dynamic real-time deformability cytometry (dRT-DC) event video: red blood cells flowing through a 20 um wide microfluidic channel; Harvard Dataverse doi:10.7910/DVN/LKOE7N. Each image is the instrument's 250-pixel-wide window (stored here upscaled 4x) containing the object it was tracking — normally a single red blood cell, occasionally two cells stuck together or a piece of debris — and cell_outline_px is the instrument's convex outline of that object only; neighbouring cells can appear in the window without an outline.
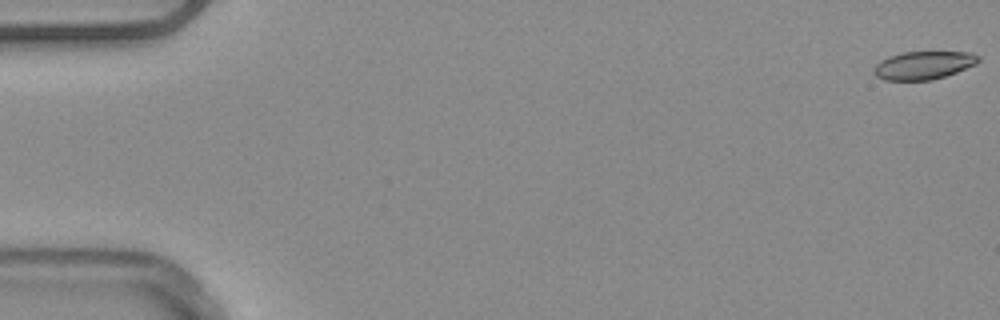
{"species": "common noctule bat (a hibernating species)", "species_latin": "Nyctalus noctula", "temperature_condition": "warm", "stored_images_in_passage": 53, "camera_frame_rate_fps": 3000, "um_per_image_px": 0.085, "animal": {"sex": "male", "body_mass_g": 20.4}, "frame": {"image": 1, "passage_image": 1, "time_ms": 0.0, "image_size_px": [1000, 320], "cell_outline_px": [[980, 60], [976, 64], [956, 72], [932, 80], [884, 80], [876, 76], [872, 72], [872, 68], [880, 60], [888, 56], [900, 52], [972, 52], [980, 56]], "centroid_in_image_um": [78.47, 5.54], "position_along_channel_um": 6.5, "area_um2": 17.28}}
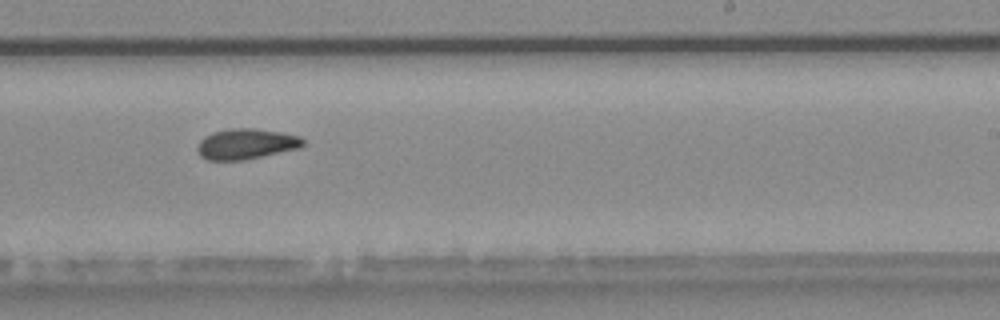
{"frame": {"image": 2, "passage_image": 33, "time_ms": 10.667, "image_size_px": [1000, 320], "cell_outline_px": [[304, 144], [296, 148], [244, 160], [208, 160], [200, 156], [196, 148], [200, 140], [204, 136], [212, 132], [232, 128], [252, 128], [280, 132], [300, 136], [304, 140]], "centroid_in_image_um": [20.86, 12.23], "position_along_channel_um": 268.1, "area_um2": 18.61}}
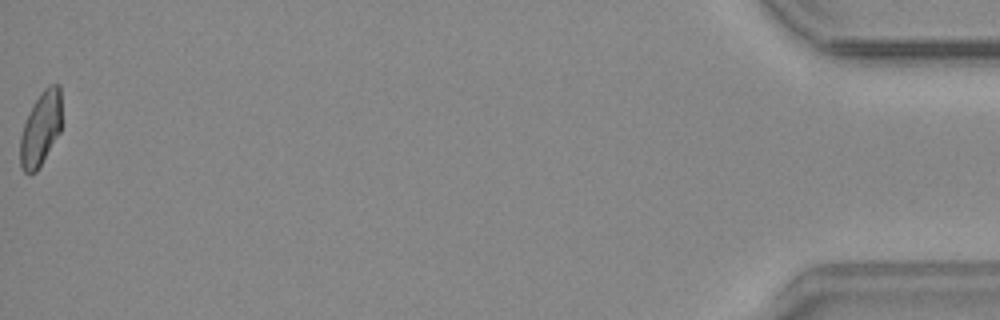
{"frame": {"image": 3, "passage_image": 53, "time_ms": 17.333, "image_size_px": [1000, 320], "cell_outline_px": [[60, 132], [36, 172], [24, 172], [20, 164], [20, 136], [24, 124], [32, 104], [44, 88], [48, 84], [60, 84]], "centroid_in_image_um": [3.44, 10.91], "position_along_channel_um": 431.8, "area_um2": 17.69}, "authors_computed_cell_mechanics": {"area_um2": 18.5538, "velocity_mm_per_s": 3.928, "shape_relaxation_time_tau1_ms": 10.5823, "shape_relaxation_time_tau2_ms": 6.5981, "deformation_change_tau1": 0.1692, "deformation_change_tau2": 0.1185}}